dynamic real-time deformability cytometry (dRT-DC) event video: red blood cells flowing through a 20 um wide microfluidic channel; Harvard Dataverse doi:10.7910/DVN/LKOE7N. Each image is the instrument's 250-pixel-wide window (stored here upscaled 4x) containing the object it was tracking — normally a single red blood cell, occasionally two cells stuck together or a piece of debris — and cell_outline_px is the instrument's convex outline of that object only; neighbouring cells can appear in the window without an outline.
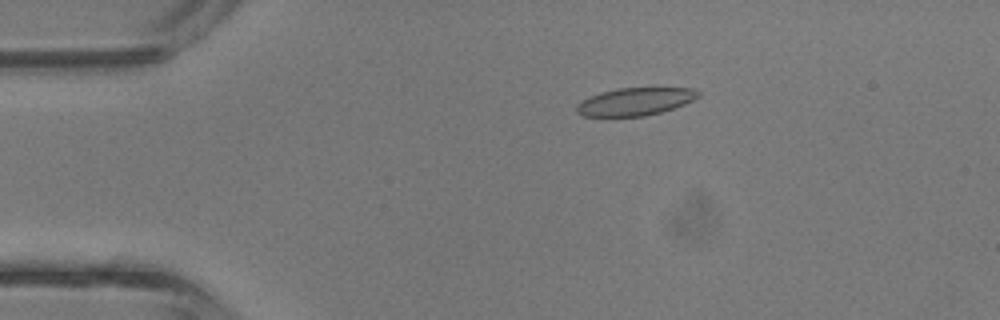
{"species": "common noctule bat (a hibernating species)", "species_latin": "Nyctalus noctula", "temperature_condition": "room temperature", "stored_images_in_passage": 42, "camera_frame_rate_fps": 3000, "um_per_image_px": 0.085, "animal": {"sex": "male", "body_mass_g": 13.3}, "frame": {"image": 1, "passage_image": 8, "time_ms": 2.333, "image_size_px": [1000, 320], "cell_outline_px": [[700, 96], [684, 104], [660, 112], [644, 116], [584, 116], [576, 112], [576, 104], [588, 96], [600, 92], [616, 88], [692, 88], [700, 92]], "centroid_in_image_um": [53.95, 8.62], "position_along_channel_um": 31.1, "area_um2": 19.59}}
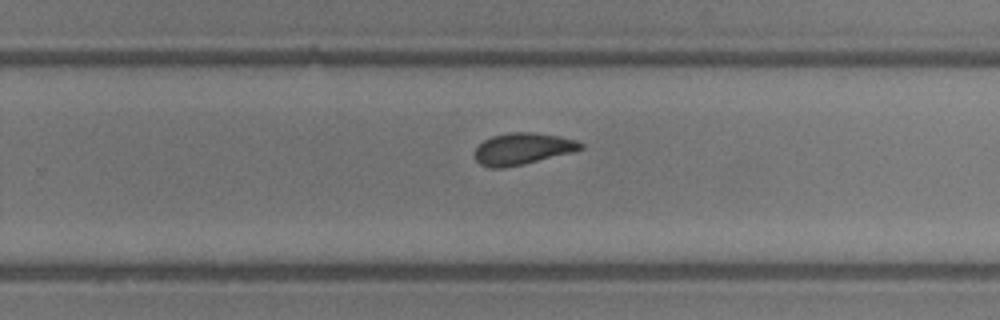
{"frame": {"image": 2, "passage_image": 27, "time_ms": 8.667, "image_size_px": [1000, 320], "cell_outline_px": [[584, 148], [572, 152], [524, 164], [504, 168], [492, 168], [480, 164], [476, 160], [476, 148], [484, 140], [492, 136], [508, 132], [532, 132], [560, 136], [576, 140], [584, 144]], "centroid_in_image_um": [44.44, 12.64], "position_along_channel_um": 285.4, "area_um2": 19.48}}
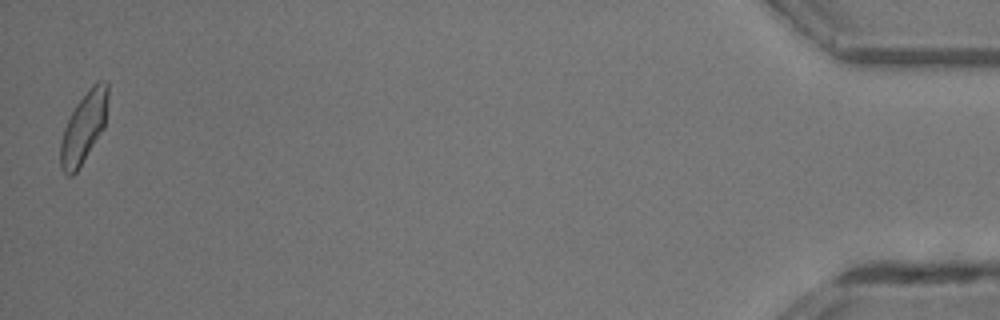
{"frame": {"image": 3, "passage_image": 42, "time_ms": 13.667, "image_size_px": [1000, 320], "cell_outline_px": [[108, 96], [104, 128], [76, 172], [72, 176], [68, 176], [60, 168], [60, 140], [64, 128], [76, 104], [92, 84], [100, 80], [108, 80]], "centroid_in_image_um": [7.11, 10.81], "position_along_channel_um": 428.1, "area_um2": 19.48}, "authors_computed_cell_mechanics": {"area_um2": 19.9121, "velocity_mm_per_s": 4.8147, "shape_relaxation_time_tau1_ms": null, "shape_relaxation_time_tau2_ms": 2.1396, "deformation_change_tau1": null, "deformation_change_tau2": 0.0883}}